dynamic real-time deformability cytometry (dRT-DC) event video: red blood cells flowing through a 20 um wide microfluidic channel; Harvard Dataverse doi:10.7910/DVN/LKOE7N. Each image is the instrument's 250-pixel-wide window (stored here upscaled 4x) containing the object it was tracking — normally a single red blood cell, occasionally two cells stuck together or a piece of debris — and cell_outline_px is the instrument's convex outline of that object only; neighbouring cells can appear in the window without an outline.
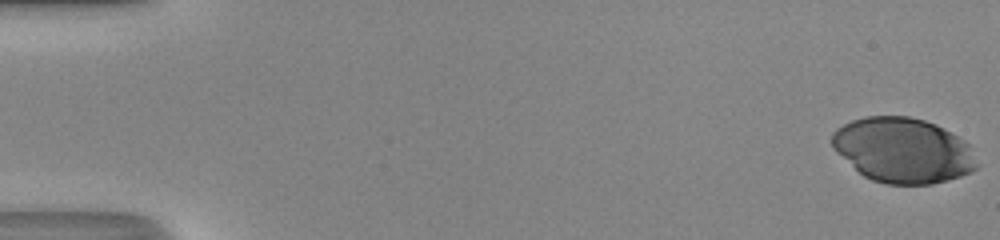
{"species": "human", "species_latin": "Homo sapiens", "temperature_condition": "room temperature", "stored_images_in_passage": 49, "camera_frame_rate_fps": 3000, "um_per_image_px": 0.085, "donor": {"sex": "male"}, "frame": {"image": 1, "passage_image": 1, "time_ms": 0.0, "image_size_px": [1000, 240], "cell_outline_px": [[976, 168], [960, 176], [932, 184], [884, 184], [872, 180], [864, 176], [832, 148], [832, 132], [836, 128], [852, 120], [864, 116], [908, 116], [924, 120], [936, 124], [956, 136], [968, 144], [976, 164]], "centroid_in_image_um": [76.7, 12.76], "position_along_channel_um": 8.3, "area_um2": 54.39}}